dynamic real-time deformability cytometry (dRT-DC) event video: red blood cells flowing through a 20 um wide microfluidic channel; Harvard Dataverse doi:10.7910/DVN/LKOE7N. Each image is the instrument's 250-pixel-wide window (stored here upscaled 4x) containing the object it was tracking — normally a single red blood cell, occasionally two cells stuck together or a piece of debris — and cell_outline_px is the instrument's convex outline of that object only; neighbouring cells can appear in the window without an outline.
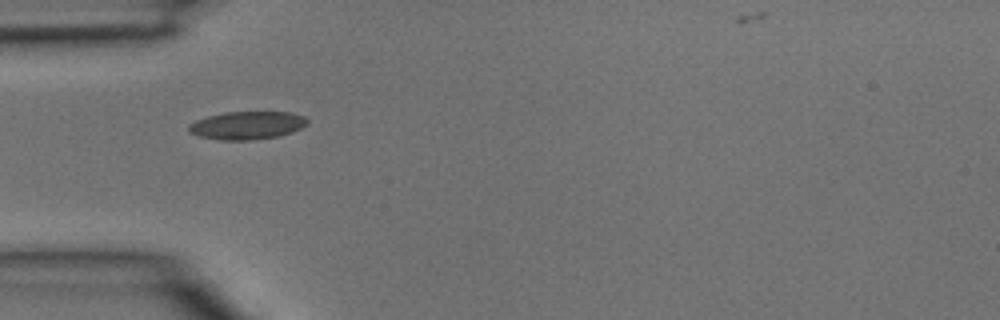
{"species": "common noctule bat (a hibernating species)", "species_latin": "Nyctalus noctula", "temperature_condition": "room temperature", "stored_images_in_passage": 4, "camera_frame_rate_fps": 3000, "um_per_image_px": 0.085, "animal": {"sex": "male", "body_mass_g": 15.6}, "frame": {"image": 1, "passage_image": 4, "time_ms": 1.0, "image_size_px": [1000, 320], "cell_outline_px": [[308, 124], [292, 132], [280, 136], [252, 140], [220, 140], [200, 136], [188, 132], [188, 124], [196, 120], [208, 116], [224, 112], [292, 112], [304, 116], [308, 120]], "centroid_in_image_um": [21.01, 10.65], "position_along_channel_um": 64.0, "area_um2": 19.48}}